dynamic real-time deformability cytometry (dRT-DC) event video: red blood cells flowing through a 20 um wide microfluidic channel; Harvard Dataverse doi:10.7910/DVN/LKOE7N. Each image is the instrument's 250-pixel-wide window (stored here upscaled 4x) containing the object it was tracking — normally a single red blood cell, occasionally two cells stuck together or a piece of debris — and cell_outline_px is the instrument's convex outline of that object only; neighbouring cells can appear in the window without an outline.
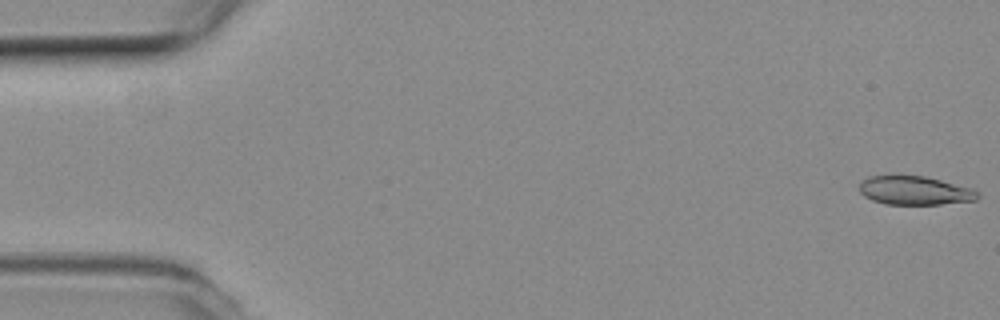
{"species": "common noctule bat (a hibernating species)", "species_latin": "Nyctalus noctula", "temperature_condition": "room temperature", "stored_images_in_passage": 16, "camera_frame_rate_fps": 3000, "um_per_image_px": 0.085, "animal": {"sex": "female", "body_mass_g": 19.3, "forearm_length_mm": 54.1}, "frame": {"image": 1, "passage_image": 1, "time_ms": 0.0, "image_size_px": [1000, 320], "cell_outline_px": [[980, 196], [976, 200], [940, 204], [884, 204], [872, 200], [864, 196], [860, 192], [860, 184], [868, 176], [892, 172], [896, 172], [924, 176], [972, 188]], "centroid_in_image_um": [77.68, 16.14], "position_along_channel_um": 7.3, "area_um2": 20.4}}
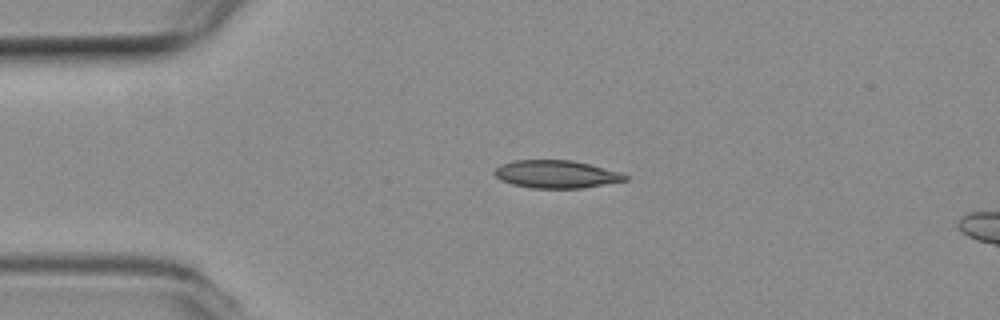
{"frame": {"image": 2, "passage_image": 12, "time_ms": 3.667, "image_size_px": [1000, 320], "cell_outline_px": [[628, 180], [580, 188], [532, 188], [512, 184], [500, 180], [492, 172], [500, 164], [512, 160], [572, 160], [620, 172], [628, 176]], "centroid_in_image_um": [47.23, 14.8], "position_along_channel_um": 37.8, "area_um2": 21.1}}